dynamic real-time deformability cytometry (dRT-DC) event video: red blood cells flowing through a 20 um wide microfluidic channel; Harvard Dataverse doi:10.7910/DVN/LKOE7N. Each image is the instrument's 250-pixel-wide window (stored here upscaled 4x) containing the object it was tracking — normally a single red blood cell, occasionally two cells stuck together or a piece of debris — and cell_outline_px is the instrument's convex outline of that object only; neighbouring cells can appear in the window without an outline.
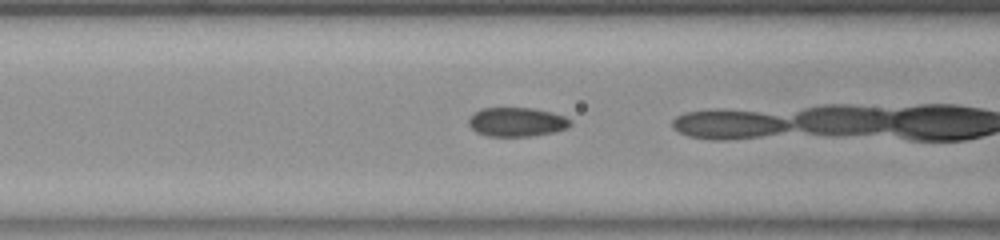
{"species": "common noctule bat (a hibernating species)", "species_latin": "Nyctalus noctula", "temperature_condition": "room temperature", "stored_images_in_passage": 18, "camera_frame_rate_fps": 3000, "um_per_image_px": 0.085, "animal": {"sex": "female", "body_mass_g": 23.0, "forearm_length_mm": 53.4}, "frame": {"image": 1, "passage_image": 16, "time_ms": 5.0, "image_size_px": [1000, 240], "cell_outline_px": [[572, 124], [568, 128], [552, 132], [528, 136], [488, 136], [476, 132], [468, 124], [468, 120], [472, 112], [480, 108], [536, 108], [552, 112], [564, 116], [572, 120]], "centroid_in_image_um": [43.91, 10.35], "position_along_channel_um": 122.7, "area_um2": 17.4}}